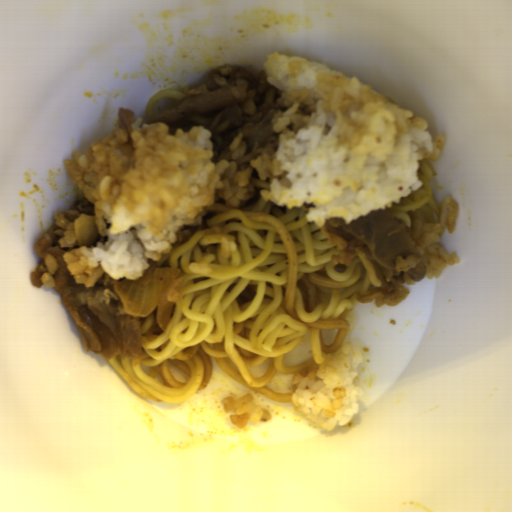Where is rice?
Returning <instances> with one entry per match:
<instances>
[{
	"label": "rice",
	"instance_id": "rice-1",
	"mask_svg": "<svg viewBox=\"0 0 512 512\" xmlns=\"http://www.w3.org/2000/svg\"><path fill=\"white\" fill-rule=\"evenodd\" d=\"M260 69L281 91L282 111L270 123L279 143L246 169L235 163L245 153L244 134L229 144L230 161L212 162L208 129L170 135L147 117L64 161L101 234L79 246L74 224L67 226L58 245L68 248L62 258L74 282L88 289L104 275L135 282L182 229L202 224L217 199L236 207L251 199L254 171L269 179L266 201L306 206V220L322 228L331 217L350 225L399 203L422 188L423 164L443 155V136L434 140L425 119L358 78L279 50Z\"/></svg>",
	"mask_w": 512,
	"mask_h": 512
},
{
	"label": "rice",
	"instance_id": "rice-2",
	"mask_svg": "<svg viewBox=\"0 0 512 512\" xmlns=\"http://www.w3.org/2000/svg\"><path fill=\"white\" fill-rule=\"evenodd\" d=\"M362 361L363 354L351 342L298 370L290 380L293 408L320 429L348 426L359 414L361 389L355 381Z\"/></svg>",
	"mask_w": 512,
	"mask_h": 512
},
{
	"label": "rice",
	"instance_id": "rice-3",
	"mask_svg": "<svg viewBox=\"0 0 512 512\" xmlns=\"http://www.w3.org/2000/svg\"><path fill=\"white\" fill-rule=\"evenodd\" d=\"M459 206L457 199L446 197L441 206L439 221L423 218L412 220L409 233L416 240L422 256L427 280L439 278L446 267H454L460 259L457 252H448L441 242L445 230L456 231Z\"/></svg>",
	"mask_w": 512,
	"mask_h": 512
},
{
	"label": "rice",
	"instance_id": "rice-4",
	"mask_svg": "<svg viewBox=\"0 0 512 512\" xmlns=\"http://www.w3.org/2000/svg\"><path fill=\"white\" fill-rule=\"evenodd\" d=\"M223 410L231 418L234 426L244 428L252 422H268L272 420L269 411L258 406L252 393H244L240 397L229 396L221 401Z\"/></svg>",
	"mask_w": 512,
	"mask_h": 512
},
{
	"label": "rice",
	"instance_id": "rice-5",
	"mask_svg": "<svg viewBox=\"0 0 512 512\" xmlns=\"http://www.w3.org/2000/svg\"><path fill=\"white\" fill-rule=\"evenodd\" d=\"M47 272L42 274L41 282L45 287H55V273L58 268V262L49 253L46 255L43 261Z\"/></svg>",
	"mask_w": 512,
	"mask_h": 512
}]
</instances>
